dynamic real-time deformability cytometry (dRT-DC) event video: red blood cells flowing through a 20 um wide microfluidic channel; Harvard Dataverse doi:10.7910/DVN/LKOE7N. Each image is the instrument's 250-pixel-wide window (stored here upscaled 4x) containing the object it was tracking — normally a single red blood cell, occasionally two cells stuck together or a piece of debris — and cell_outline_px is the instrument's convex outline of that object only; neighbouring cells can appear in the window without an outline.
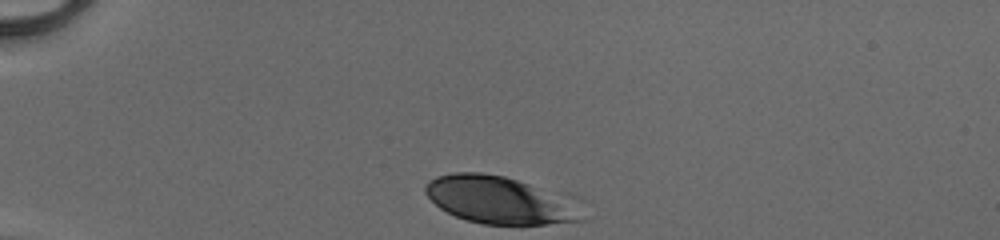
{"species": "human", "species_latin": "Homo sapiens", "temperature_condition": "cold", "stored_images_in_passage": 31, "camera_frame_rate_fps": 3000, "um_per_image_px": 0.085, "donor": {"sex": "male"}, "frame": {"image": 1, "passage_image": 1, "time_ms": 0.0, "image_size_px": [1000, 240], "cell_outline_px": [[588, 220], [548, 224], [484, 224], [468, 220], [456, 216], [440, 208], [424, 192], [424, 184], [428, 180], [436, 176], [452, 172], [480, 172], [504, 176], [580, 196], [588, 200]], "centroid_in_image_um": [42.79, 16.99], "position_along_channel_um": 42.2, "area_um2": 45.72}}
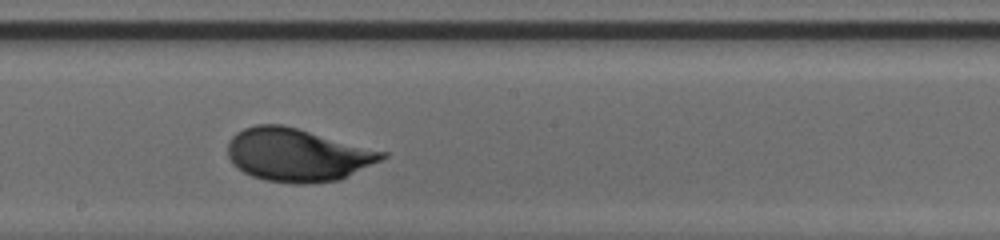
{"frame": {"image": 2, "passage_image": 18, "time_ms": 5.667, "image_size_px": [1000, 240], "cell_outline_px": [[388, 156], [340, 180], [312, 184], [292, 184], [264, 180], [252, 176], [244, 172], [228, 156], [228, 144], [232, 136], [236, 132], [244, 128], [256, 124], [280, 124], [296, 128], [388, 152]], "centroid_in_image_um": [25.29, 13.17], "position_along_channel_um": 222.9, "area_um2": 47.45}}
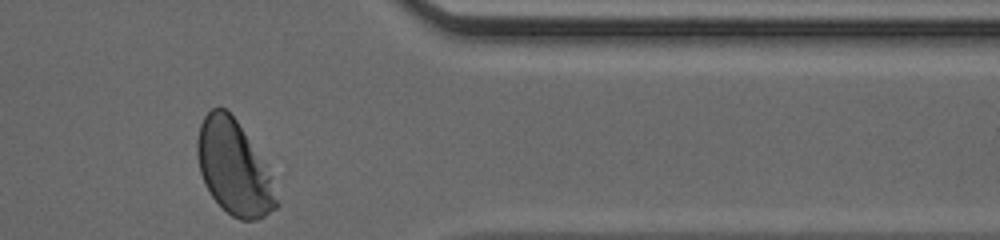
{"frame": {"image": 3, "passage_image": 31, "time_ms": 10.0, "image_size_px": [1000, 240], "cell_outline_px": [[280, 204], [276, 208], [264, 216], [256, 220], [240, 220], [232, 216], [212, 196], [200, 172], [196, 152], [196, 144], [200, 124], [204, 116], [212, 108], [224, 108], [236, 120], [268, 176]], "centroid_in_image_um": [19.81, 14.28], "position_along_channel_um": 391.6, "area_um2": 41.62}, "authors_computed_cell_mechanics": {"area_um2": 45.7198, "velocity_mm_per_s": 4.1117, "shape_relaxation_time_tau1_ms": 2.3045, "shape_relaxation_time_tau2_ms": null, "deformation_change_tau1": 0.1444, "deformation_change_tau2": null}}